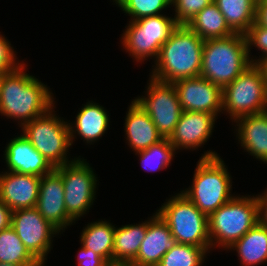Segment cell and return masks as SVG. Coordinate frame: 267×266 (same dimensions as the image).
<instances>
[{
    "mask_svg": "<svg viewBox=\"0 0 267 266\" xmlns=\"http://www.w3.org/2000/svg\"><path fill=\"white\" fill-rule=\"evenodd\" d=\"M1 81H2V74H0V95H1Z\"/></svg>",
    "mask_w": 267,
    "mask_h": 266,
    "instance_id": "60d3db41",
    "label": "cell"
},
{
    "mask_svg": "<svg viewBox=\"0 0 267 266\" xmlns=\"http://www.w3.org/2000/svg\"><path fill=\"white\" fill-rule=\"evenodd\" d=\"M228 250L237 252L240 266H257L266 263L267 227L257 223Z\"/></svg>",
    "mask_w": 267,
    "mask_h": 266,
    "instance_id": "7402d4cb",
    "label": "cell"
},
{
    "mask_svg": "<svg viewBox=\"0 0 267 266\" xmlns=\"http://www.w3.org/2000/svg\"><path fill=\"white\" fill-rule=\"evenodd\" d=\"M124 125L125 139L134 153L146 150L164 138L148 113L133 100L128 105Z\"/></svg>",
    "mask_w": 267,
    "mask_h": 266,
    "instance_id": "44dd1931",
    "label": "cell"
},
{
    "mask_svg": "<svg viewBox=\"0 0 267 266\" xmlns=\"http://www.w3.org/2000/svg\"><path fill=\"white\" fill-rule=\"evenodd\" d=\"M204 40L187 25H178L161 46L150 76L173 83L200 76Z\"/></svg>",
    "mask_w": 267,
    "mask_h": 266,
    "instance_id": "7a4b0ae2",
    "label": "cell"
},
{
    "mask_svg": "<svg viewBox=\"0 0 267 266\" xmlns=\"http://www.w3.org/2000/svg\"><path fill=\"white\" fill-rule=\"evenodd\" d=\"M211 247L174 243L157 266H202Z\"/></svg>",
    "mask_w": 267,
    "mask_h": 266,
    "instance_id": "83f0119b",
    "label": "cell"
},
{
    "mask_svg": "<svg viewBox=\"0 0 267 266\" xmlns=\"http://www.w3.org/2000/svg\"><path fill=\"white\" fill-rule=\"evenodd\" d=\"M61 175L54 169L41 177L36 209L61 233L75 221L67 214Z\"/></svg>",
    "mask_w": 267,
    "mask_h": 266,
    "instance_id": "5bb4252c",
    "label": "cell"
},
{
    "mask_svg": "<svg viewBox=\"0 0 267 266\" xmlns=\"http://www.w3.org/2000/svg\"><path fill=\"white\" fill-rule=\"evenodd\" d=\"M75 118L74 122L68 121L72 145L78 135L85 143L94 145L109 129L110 117L107 110L93 100L86 102Z\"/></svg>",
    "mask_w": 267,
    "mask_h": 266,
    "instance_id": "ffe728a7",
    "label": "cell"
},
{
    "mask_svg": "<svg viewBox=\"0 0 267 266\" xmlns=\"http://www.w3.org/2000/svg\"><path fill=\"white\" fill-rule=\"evenodd\" d=\"M255 23L258 26L267 28V1L266 0L256 1Z\"/></svg>",
    "mask_w": 267,
    "mask_h": 266,
    "instance_id": "d590c367",
    "label": "cell"
},
{
    "mask_svg": "<svg viewBox=\"0 0 267 266\" xmlns=\"http://www.w3.org/2000/svg\"><path fill=\"white\" fill-rule=\"evenodd\" d=\"M12 210L0 199V232L11 226Z\"/></svg>",
    "mask_w": 267,
    "mask_h": 266,
    "instance_id": "8d00e7d4",
    "label": "cell"
},
{
    "mask_svg": "<svg viewBox=\"0 0 267 266\" xmlns=\"http://www.w3.org/2000/svg\"><path fill=\"white\" fill-rule=\"evenodd\" d=\"M146 95L133 99L150 116L163 138H169L179 122L182 108L173 83L149 77Z\"/></svg>",
    "mask_w": 267,
    "mask_h": 266,
    "instance_id": "8fae6325",
    "label": "cell"
},
{
    "mask_svg": "<svg viewBox=\"0 0 267 266\" xmlns=\"http://www.w3.org/2000/svg\"><path fill=\"white\" fill-rule=\"evenodd\" d=\"M251 64L245 35L208 39L203 44L200 76L223 89Z\"/></svg>",
    "mask_w": 267,
    "mask_h": 266,
    "instance_id": "277c9868",
    "label": "cell"
},
{
    "mask_svg": "<svg viewBox=\"0 0 267 266\" xmlns=\"http://www.w3.org/2000/svg\"><path fill=\"white\" fill-rule=\"evenodd\" d=\"M265 70V73L267 74V59L261 64Z\"/></svg>",
    "mask_w": 267,
    "mask_h": 266,
    "instance_id": "ab89813d",
    "label": "cell"
},
{
    "mask_svg": "<svg viewBox=\"0 0 267 266\" xmlns=\"http://www.w3.org/2000/svg\"><path fill=\"white\" fill-rule=\"evenodd\" d=\"M148 218L145 238L132 262L144 266H157L175 241L169 226L156 212Z\"/></svg>",
    "mask_w": 267,
    "mask_h": 266,
    "instance_id": "ac0fdd59",
    "label": "cell"
},
{
    "mask_svg": "<svg viewBox=\"0 0 267 266\" xmlns=\"http://www.w3.org/2000/svg\"><path fill=\"white\" fill-rule=\"evenodd\" d=\"M64 187L67 214L76 222L87 214L96 199L97 175L83 157L56 167Z\"/></svg>",
    "mask_w": 267,
    "mask_h": 266,
    "instance_id": "30bf717a",
    "label": "cell"
},
{
    "mask_svg": "<svg viewBox=\"0 0 267 266\" xmlns=\"http://www.w3.org/2000/svg\"><path fill=\"white\" fill-rule=\"evenodd\" d=\"M0 262L7 264L42 265L28 251L11 226L0 232Z\"/></svg>",
    "mask_w": 267,
    "mask_h": 266,
    "instance_id": "4316f807",
    "label": "cell"
},
{
    "mask_svg": "<svg viewBox=\"0 0 267 266\" xmlns=\"http://www.w3.org/2000/svg\"><path fill=\"white\" fill-rule=\"evenodd\" d=\"M0 266H43V265L7 264V263L0 262Z\"/></svg>",
    "mask_w": 267,
    "mask_h": 266,
    "instance_id": "f35d334b",
    "label": "cell"
},
{
    "mask_svg": "<svg viewBox=\"0 0 267 266\" xmlns=\"http://www.w3.org/2000/svg\"><path fill=\"white\" fill-rule=\"evenodd\" d=\"M257 0H213L236 34L245 35L255 22Z\"/></svg>",
    "mask_w": 267,
    "mask_h": 266,
    "instance_id": "484cf974",
    "label": "cell"
},
{
    "mask_svg": "<svg viewBox=\"0 0 267 266\" xmlns=\"http://www.w3.org/2000/svg\"><path fill=\"white\" fill-rule=\"evenodd\" d=\"M147 232V220L115 228L113 262H132Z\"/></svg>",
    "mask_w": 267,
    "mask_h": 266,
    "instance_id": "cb8c5ba5",
    "label": "cell"
},
{
    "mask_svg": "<svg viewBox=\"0 0 267 266\" xmlns=\"http://www.w3.org/2000/svg\"><path fill=\"white\" fill-rule=\"evenodd\" d=\"M53 106L44 115L33 119L21 127V134L54 167L75 161L68 157L71 144L68 120L58 117ZM65 120V121H64Z\"/></svg>",
    "mask_w": 267,
    "mask_h": 266,
    "instance_id": "52a82bcc",
    "label": "cell"
},
{
    "mask_svg": "<svg viewBox=\"0 0 267 266\" xmlns=\"http://www.w3.org/2000/svg\"><path fill=\"white\" fill-rule=\"evenodd\" d=\"M234 123L236 138L244 151L267 164V111L240 116Z\"/></svg>",
    "mask_w": 267,
    "mask_h": 266,
    "instance_id": "d6986e66",
    "label": "cell"
},
{
    "mask_svg": "<svg viewBox=\"0 0 267 266\" xmlns=\"http://www.w3.org/2000/svg\"><path fill=\"white\" fill-rule=\"evenodd\" d=\"M248 57L251 63L262 64L267 59V28L258 26L255 22L245 34ZM255 47L261 53L259 57H251V48ZM256 58V59H255ZM258 58V59H257Z\"/></svg>",
    "mask_w": 267,
    "mask_h": 266,
    "instance_id": "1f68e13d",
    "label": "cell"
},
{
    "mask_svg": "<svg viewBox=\"0 0 267 266\" xmlns=\"http://www.w3.org/2000/svg\"><path fill=\"white\" fill-rule=\"evenodd\" d=\"M156 211L169 226L176 243L211 247L208 215L201 212L181 192L166 199V202Z\"/></svg>",
    "mask_w": 267,
    "mask_h": 266,
    "instance_id": "ba28073f",
    "label": "cell"
},
{
    "mask_svg": "<svg viewBox=\"0 0 267 266\" xmlns=\"http://www.w3.org/2000/svg\"><path fill=\"white\" fill-rule=\"evenodd\" d=\"M258 223V205L255 196L235 195L208 216L211 248L228 251Z\"/></svg>",
    "mask_w": 267,
    "mask_h": 266,
    "instance_id": "5b68a950",
    "label": "cell"
},
{
    "mask_svg": "<svg viewBox=\"0 0 267 266\" xmlns=\"http://www.w3.org/2000/svg\"><path fill=\"white\" fill-rule=\"evenodd\" d=\"M267 111V74L252 63L222 89V113L234 122L240 116Z\"/></svg>",
    "mask_w": 267,
    "mask_h": 266,
    "instance_id": "8992f818",
    "label": "cell"
},
{
    "mask_svg": "<svg viewBox=\"0 0 267 266\" xmlns=\"http://www.w3.org/2000/svg\"><path fill=\"white\" fill-rule=\"evenodd\" d=\"M258 205V223L267 227V188L261 194L255 195Z\"/></svg>",
    "mask_w": 267,
    "mask_h": 266,
    "instance_id": "e575fe53",
    "label": "cell"
},
{
    "mask_svg": "<svg viewBox=\"0 0 267 266\" xmlns=\"http://www.w3.org/2000/svg\"><path fill=\"white\" fill-rule=\"evenodd\" d=\"M122 33L121 44L129 56L142 63L148 59L157 60L161 46L178 26L174 17L166 14L143 17L128 21Z\"/></svg>",
    "mask_w": 267,
    "mask_h": 266,
    "instance_id": "9c48e42d",
    "label": "cell"
},
{
    "mask_svg": "<svg viewBox=\"0 0 267 266\" xmlns=\"http://www.w3.org/2000/svg\"><path fill=\"white\" fill-rule=\"evenodd\" d=\"M213 0H172L174 18L178 25H187L201 10Z\"/></svg>",
    "mask_w": 267,
    "mask_h": 266,
    "instance_id": "4dcf8cb0",
    "label": "cell"
},
{
    "mask_svg": "<svg viewBox=\"0 0 267 266\" xmlns=\"http://www.w3.org/2000/svg\"><path fill=\"white\" fill-rule=\"evenodd\" d=\"M41 177L4 171L0 173V199L12 210L35 208Z\"/></svg>",
    "mask_w": 267,
    "mask_h": 266,
    "instance_id": "e0dca14e",
    "label": "cell"
},
{
    "mask_svg": "<svg viewBox=\"0 0 267 266\" xmlns=\"http://www.w3.org/2000/svg\"><path fill=\"white\" fill-rule=\"evenodd\" d=\"M108 266H144L133 262H111Z\"/></svg>",
    "mask_w": 267,
    "mask_h": 266,
    "instance_id": "74e56055",
    "label": "cell"
},
{
    "mask_svg": "<svg viewBox=\"0 0 267 266\" xmlns=\"http://www.w3.org/2000/svg\"><path fill=\"white\" fill-rule=\"evenodd\" d=\"M231 178L221 156L207 150L197 162L191 186L180 192L209 216L235 196Z\"/></svg>",
    "mask_w": 267,
    "mask_h": 266,
    "instance_id": "3957f363",
    "label": "cell"
},
{
    "mask_svg": "<svg viewBox=\"0 0 267 266\" xmlns=\"http://www.w3.org/2000/svg\"><path fill=\"white\" fill-rule=\"evenodd\" d=\"M113 2L125 15L130 16V21L161 15L164 11L163 9L171 8L172 4V0H113Z\"/></svg>",
    "mask_w": 267,
    "mask_h": 266,
    "instance_id": "f546056e",
    "label": "cell"
},
{
    "mask_svg": "<svg viewBox=\"0 0 267 266\" xmlns=\"http://www.w3.org/2000/svg\"><path fill=\"white\" fill-rule=\"evenodd\" d=\"M15 53L10 41L0 32V74L11 73L24 64L23 60H17Z\"/></svg>",
    "mask_w": 267,
    "mask_h": 266,
    "instance_id": "d6a6232c",
    "label": "cell"
},
{
    "mask_svg": "<svg viewBox=\"0 0 267 266\" xmlns=\"http://www.w3.org/2000/svg\"><path fill=\"white\" fill-rule=\"evenodd\" d=\"M176 154V149L168 138L135 153L139 157L142 168L147 172H156L169 167Z\"/></svg>",
    "mask_w": 267,
    "mask_h": 266,
    "instance_id": "f1b7e54d",
    "label": "cell"
},
{
    "mask_svg": "<svg viewBox=\"0 0 267 266\" xmlns=\"http://www.w3.org/2000/svg\"><path fill=\"white\" fill-rule=\"evenodd\" d=\"M11 227L28 249V251L43 265L51 252L53 237L60 231L45 220L36 208L12 211Z\"/></svg>",
    "mask_w": 267,
    "mask_h": 266,
    "instance_id": "7c38bea8",
    "label": "cell"
},
{
    "mask_svg": "<svg viewBox=\"0 0 267 266\" xmlns=\"http://www.w3.org/2000/svg\"><path fill=\"white\" fill-rule=\"evenodd\" d=\"M78 266H108L109 262L95 252L81 245L77 254Z\"/></svg>",
    "mask_w": 267,
    "mask_h": 266,
    "instance_id": "836d02e7",
    "label": "cell"
},
{
    "mask_svg": "<svg viewBox=\"0 0 267 266\" xmlns=\"http://www.w3.org/2000/svg\"><path fill=\"white\" fill-rule=\"evenodd\" d=\"M183 111L222 113V89L204 77H192L173 82Z\"/></svg>",
    "mask_w": 267,
    "mask_h": 266,
    "instance_id": "4fadbf2b",
    "label": "cell"
},
{
    "mask_svg": "<svg viewBox=\"0 0 267 266\" xmlns=\"http://www.w3.org/2000/svg\"><path fill=\"white\" fill-rule=\"evenodd\" d=\"M217 116L205 112L182 111L179 122L168 138L177 150H197L209 140Z\"/></svg>",
    "mask_w": 267,
    "mask_h": 266,
    "instance_id": "9a60e30c",
    "label": "cell"
},
{
    "mask_svg": "<svg viewBox=\"0 0 267 266\" xmlns=\"http://www.w3.org/2000/svg\"><path fill=\"white\" fill-rule=\"evenodd\" d=\"M80 233V242L85 248L113 262L115 225L109 220H98L88 223Z\"/></svg>",
    "mask_w": 267,
    "mask_h": 266,
    "instance_id": "603a6c76",
    "label": "cell"
},
{
    "mask_svg": "<svg viewBox=\"0 0 267 266\" xmlns=\"http://www.w3.org/2000/svg\"><path fill=\"white\" fill-rule=\"evenodd\" d=\"M6 145L3 151L6 171L42 177L55 169L23 134H17Z\"/></svg>",
    "mask_w": 267,
    "mask_h": 266,
    "instance_id": "2e32d148",
    "label": "cell"
},
{
    "mask_svg": "<svg viewBox=\"0 0 267 266\" xmlns=\"http://www.w3.org/2000/svg\"><path fill=\"white\" fill-rule=\"evenodd\" d=\"M187 26L204 41L235 34L228 26L218 6L212 2L201 10Z\"/></svg>",
    "mask_w": 267,
    "mask_h": 266,
    "instance_id": "d4e9b609",
    "label": "cell"
},
{
    "mask_svg": "<svg viewBox=\"0 0 267 266\" xmlns=\"http://www.w3.org/2000/svg\"><path fill=\"white\" fill-rule=\"evenodd\" d=\"M26 64L17 70L2 74L0 114L15 119L19 127L44 115L56 103L46 84L28 74Z\"/></svg>",
    "mask_w": 267,
    "mask_h": 266,
    "instance_id": "6da1fadb",
    "label": "cell"
}]
</instances>
